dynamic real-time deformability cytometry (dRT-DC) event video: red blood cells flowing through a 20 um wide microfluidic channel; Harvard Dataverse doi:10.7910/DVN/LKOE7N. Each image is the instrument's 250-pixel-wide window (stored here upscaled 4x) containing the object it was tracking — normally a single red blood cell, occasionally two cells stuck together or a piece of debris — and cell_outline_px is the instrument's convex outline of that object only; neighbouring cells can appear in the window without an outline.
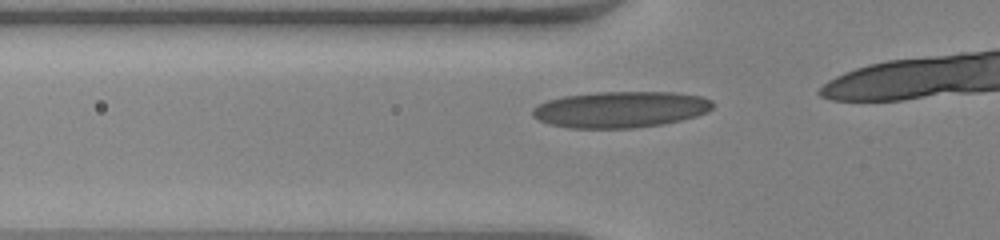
{"species": "human", "species_latin": "Homo sapiens", "temperature_condition": "warm", "stored_images_in_passage": 13, "camera_frame_rate_fps": 3000, "um_per_image_px": 0.085, "donor": {"sex": "female"}, "frame": {"image": 1, "passage_image": 8, "time_ms": 2.333, "image_size_px": [1000, 240], "cell_outline_px": [[716, 104], [708, 112], [696, 116], [664, 124], [636, 128], [568, 128], [548, 124], [532, 116], [532, 108], [536, 104], [548, 100], [564, 96], [596, 92], [676, 92], [704, 96], [712, 100]], "centroid_in_image_um": [52.77, 9.3], "position_along_channel_um": 73.0, "area_um2": 38.55}}
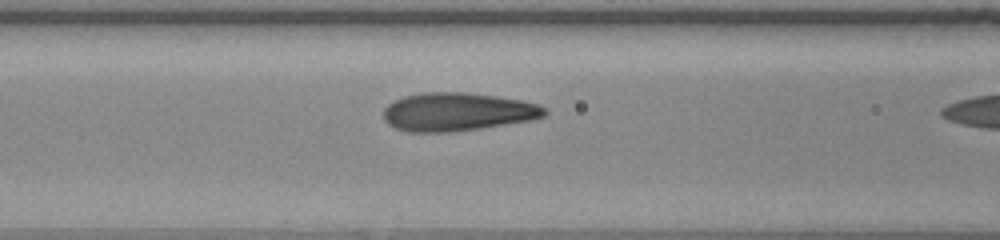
{"frame": {"image": 2, "passage_image": 12, "time_ms": 3.667, "image_size_px": [1000, 240], "cell_outline_px": [[548, 112], [544, 116], [532, 120], [480, 128], [452, 132], [408, 132], [396, 128], [388, 124], [384, 120], [384, 108], [388, 104], [404, 96], [424, 92], [468, 92], [524, 100], [536, 104], [544, 108]], "centroid_in_image_um": [38.88, 9.5], "position_along_channel_um": 127.7, "area_um2": 36.01}}